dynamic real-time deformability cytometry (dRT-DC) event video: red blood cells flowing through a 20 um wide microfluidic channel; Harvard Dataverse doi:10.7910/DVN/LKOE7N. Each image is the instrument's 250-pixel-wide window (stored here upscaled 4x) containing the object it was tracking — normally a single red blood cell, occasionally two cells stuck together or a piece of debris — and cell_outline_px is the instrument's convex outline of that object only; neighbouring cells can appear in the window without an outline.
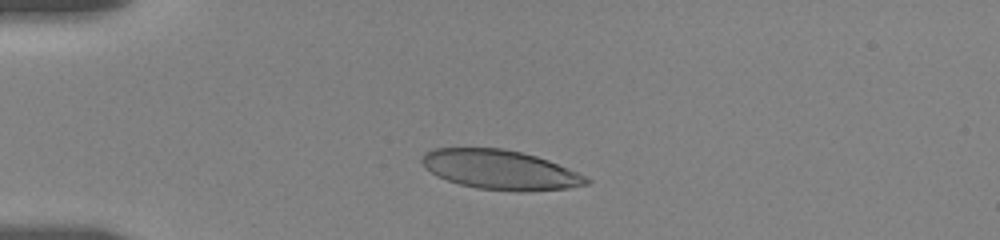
{"species": "human", "species_latin": "Homo sapiens", "temperature_condition": "room temperature", "stored_images_in_passage": 13, "camera_frame_rate_fps": 3000, "um_per_image_px": 0.085, "donor": {"sex": "female"}, "frame": {"image": 1, "passage_image": 8, "time_ms": 3.0, "image_size_px": [1000, 240], "cell_outline_px": [[592, 180], [588, 184], [568, 188], [520, 192], [516, 192], [476, 188], [460, 184], [436, 176], [424, 168], [420, 160], [424, 152], [432, 148], [500, 148], [520, 152], [536, 156], [548, 160], [576, 172]], "centroid_in_image_um": [42.46, 14.43], "position_along_channel_um": 42.5, "area_um2": 37.86}}
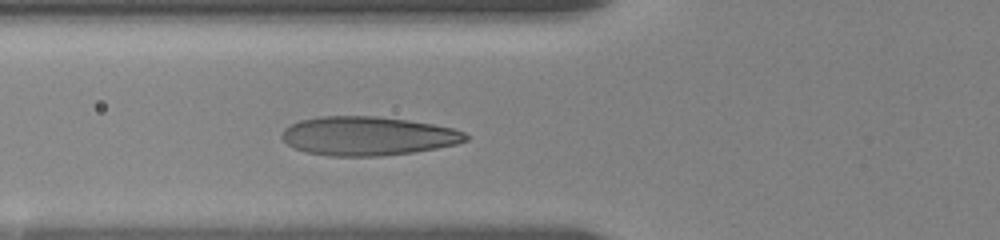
{"frame": {"image": 2, "passage_image": 13, "time_ms": 5.333, "image_size_px": [1000, 240], "cell_outline_px": [[468, 140], [456, 144], [436, 148], [412, 152], [380, 156], [328, 156], [308, 152], [296, 148], [288, 144], [280, 136], [284, 128], [300, 120], [320, 116], [376, 116], [408, 120], [432, 124], [452, 128], [464, 132], [468, 136]], "centroid_in_image_um": [31.25, 11.55], "position_along_channel_um": 94.5, "area_um2": 41.5}}